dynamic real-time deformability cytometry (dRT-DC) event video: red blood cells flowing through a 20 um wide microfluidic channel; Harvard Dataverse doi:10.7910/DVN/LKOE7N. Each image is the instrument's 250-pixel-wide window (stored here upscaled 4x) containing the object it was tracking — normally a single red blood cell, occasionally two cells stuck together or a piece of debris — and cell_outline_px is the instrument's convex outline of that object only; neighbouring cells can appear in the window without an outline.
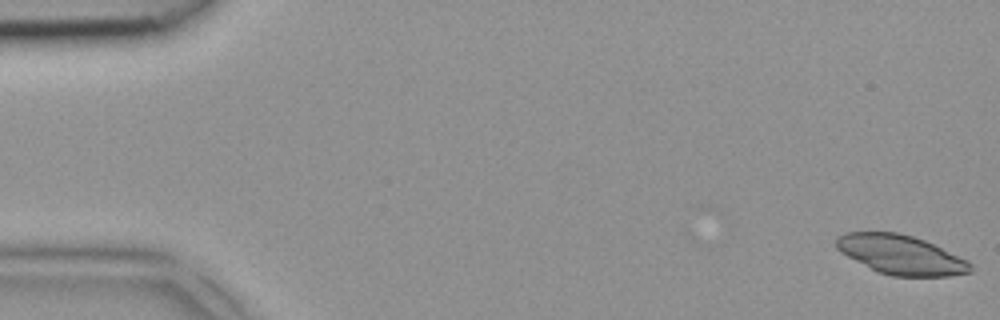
{"species": "common noctule bat (a hibernating species)", "species_latin": "Nyctalus noctula", "temperature_condition": "room temperature", "stored_images_in_passage": 5, "camera_frame_rate_fps": 3000, "um_per_image_px": 0.085, "animal": {"sex": "female", "body_mass_g": 18.4}, "frame": {"image": 1, "passage_image": 1, "time_ms": 0.0, "image_size_px": [1000, 320], "cell_outline_px": [[972, 272], [948, 276], [892, 276], [880, 272], [840, 252], [836, 248], [836, 236], [844, 232], [896, 232], [912, 236], [924, 240], [968, 260], [972, 264]], "centroid_in_image_um": [76.58, 21.64], "position_along_channel_um": 8.4, "area_um2": 30.46}}